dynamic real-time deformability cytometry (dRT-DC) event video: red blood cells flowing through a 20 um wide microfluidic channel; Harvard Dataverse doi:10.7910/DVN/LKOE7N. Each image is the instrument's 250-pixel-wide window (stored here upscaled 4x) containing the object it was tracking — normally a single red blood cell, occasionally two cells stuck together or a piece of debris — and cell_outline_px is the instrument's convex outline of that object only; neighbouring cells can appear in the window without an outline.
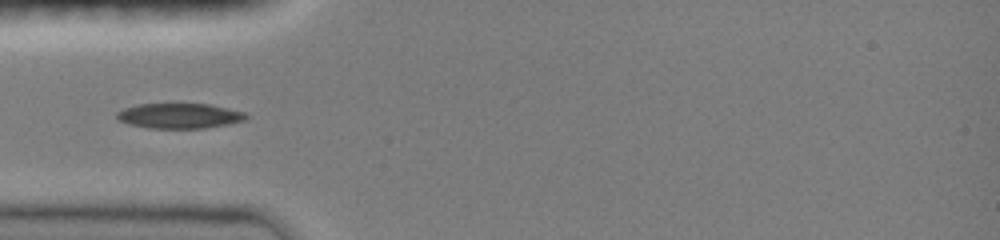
{"species": "common noctule bat (a hibernating species)", "species_latin": "Nyctalus noctula", "temperature_condition": "room temperature", "stored_images_in_passage": 34, "camera_frame_rate_fps": 3000, "um_per_image_px": 0.085, "animal": {"sex": "female", "body_mass_g": 19.0, "forearm_length_mm": 51.5}, "frame": {"image": 1, "passage_image": 1, "time_ms": 0.0, "image_size_px": [1000, 240], "cell_outline_px": [[248, 116], [244, 120], [228, 124], [204, 128], [148, 128], [128, 124], [120, 120], [116, 116], [116, 112], [124, 108], [136, 104], [208, 104], [228, 108], [244, 112]], "centroid_in_image_um": [15.23, 9.84], "position_along_channel_um": 69.8, "area_um2": 18.84}}
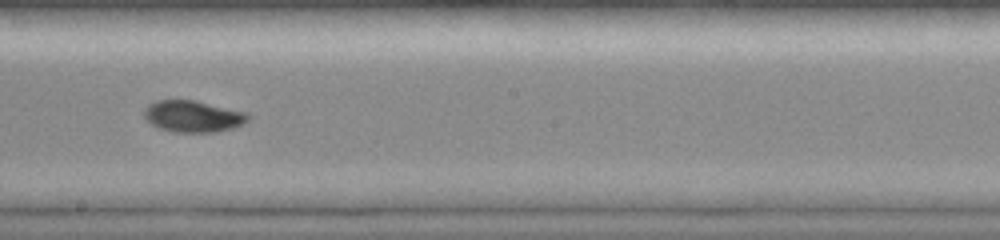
{"frame": {"image": 2, "passage_image": 13, "time_ms": 4.0, "image_size_px": [1000, 240], "cell_outline_px": [[252, 116], [244, 124], [232, 128], [216, 132], [176, 132], [160, 128], [152, 124], [144, 116], [144, 108], [148, 104], [156, 100], [196, 100], [248, 112]], "centroid_in_image_um": [16.45, 9.87], "position_along_channel_um": 231.7, "area_um2": 19.31}}
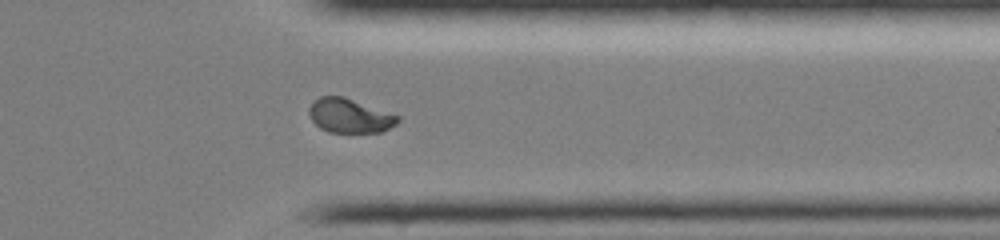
{"frame": {"image": 3, "passage_image": 24, "time_ms": 7.667, "image_size_px": [1000, 240], "cell_outline_px": [[400, 120], [396, 124], [380, 132], [328, 132], [320, 128], [312, 120], [308, 112], [308, 108], [320, 96], [344, 96], [400, 116]], "centroid_in_image_um": [29.72, 9.83], "position_along_channel_um": 381.7, "area_um2": 17.57}}